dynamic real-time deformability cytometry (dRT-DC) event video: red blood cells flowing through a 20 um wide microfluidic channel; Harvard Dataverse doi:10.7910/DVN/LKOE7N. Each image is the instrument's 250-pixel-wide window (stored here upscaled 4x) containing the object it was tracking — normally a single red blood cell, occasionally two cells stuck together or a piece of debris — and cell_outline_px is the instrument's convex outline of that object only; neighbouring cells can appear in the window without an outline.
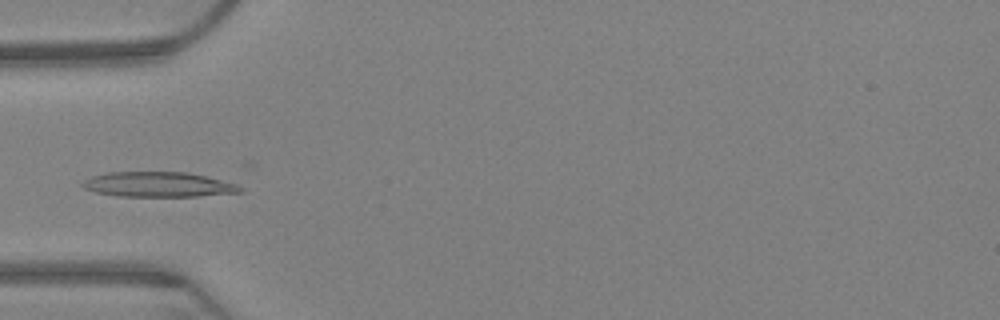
{"species": "Egyptian fruit bat (a non-hibernating species)", "species_latin": "Rousettus aegyptiacus", "temperature_condition": "warm", "stored_images_in_passage": 44, "camera_frame_rate_fps": 3000, "um_per_image_px": 0.085, "animal": {"sex": "female"}, "frame": {"image": 1, "passage_image": 1, "time_ms": 0.0, "image_size_px": [1000, 320], "cell_outline_px": [[244, 192], [200, 196], [116, 196], [96, 192], [84, 188], [80, 184], [84, 180], [92, 176], [108, 172], [188, 172], [236, 184], [244, 188]], "centroid_in_image_um": [13.46, 15.68], "position_along_channel_um": 71.5, "area_um2": 22.95}}
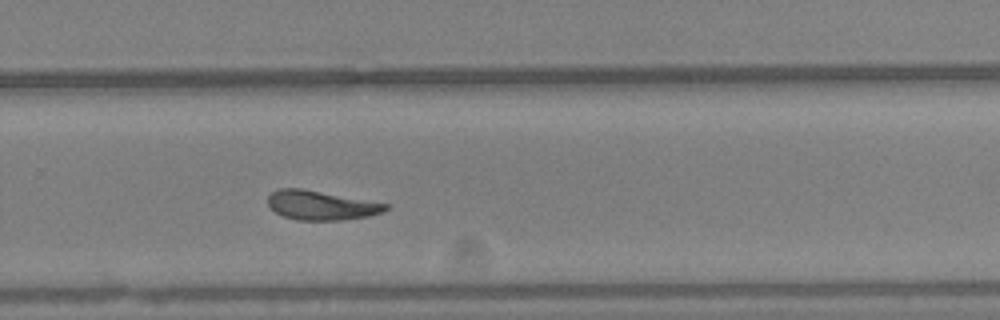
{"frame": {"image": 2, "passage_image": 23, "time_ms": 7.333, "image_size_px": [1000, 320], "cell_outline_px": [[388, 208], [384, 212], [368, 216], [340, 220], [296, 220], [284, 216], [276, 212], [268, 204], [268, 196], [272, 192], [280, 188], [300, 188], [388, 204]], "centroid_in_image_um": [27.28, 17.45], "position_along_channel_um": 302.5, "area_um2": 19.77}}
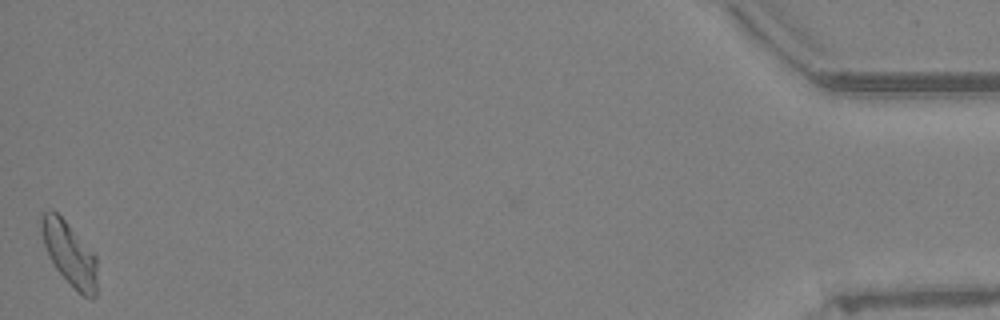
{"frame": {"image": 3, "passage_image": 44, "time_ms": 14.333, "image_size_px": [1000, 320], "cell_outline_px": [[96, 296], [92, 300], [88, 300], [56, 268], [44, 244], [40, 232], [40, 216], [44, 212], [56, 212], [64, 220], [96, 256]], "centroid_in_image_um": [5.91, 21.57], "position_along_channel_um": 429.3, "area_um2": 19.94}}